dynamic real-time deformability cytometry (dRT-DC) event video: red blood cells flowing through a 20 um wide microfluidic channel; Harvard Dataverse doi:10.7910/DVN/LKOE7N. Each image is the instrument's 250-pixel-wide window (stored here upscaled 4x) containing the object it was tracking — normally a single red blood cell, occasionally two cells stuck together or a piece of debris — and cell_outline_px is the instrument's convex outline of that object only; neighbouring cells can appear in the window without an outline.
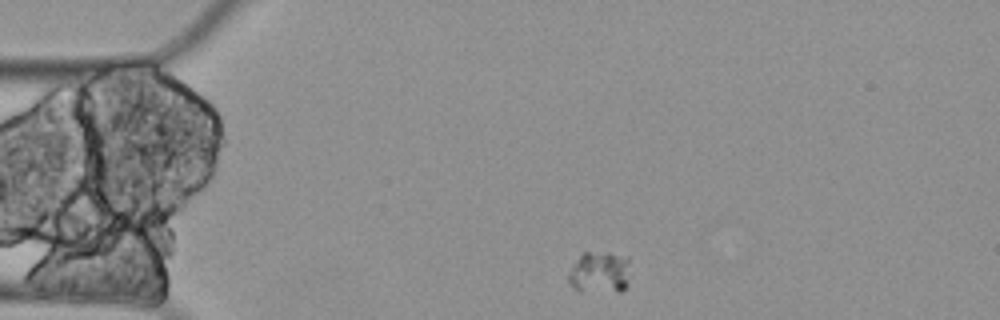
{"species": "Egyptian fruit bat (a non-hibernating species)", "species_latin": "Rousettus aegyptiacus", "temperature_condition": "cold", "stored_images_in_passage": 5, "camera_frame_rate_fps": 3000, "um_per_image_px": 0.085, "animal": {"sex": "female"}, "frame": {"image": 1, "passage_image": 1, "time_ms": 0.0, "image_size_px": [1000, 320], "cell_outline_px": [[628, 284], [620, 292], [580, 292], [572, 288], [568, 284], [568, 272], [572, 264], [584, 252], [608, 252], [628, 256]], "centroid_in_image_um": [50.93, 23.18], "position_along_channel_um": 34.1, "area_um2": 15.55}}
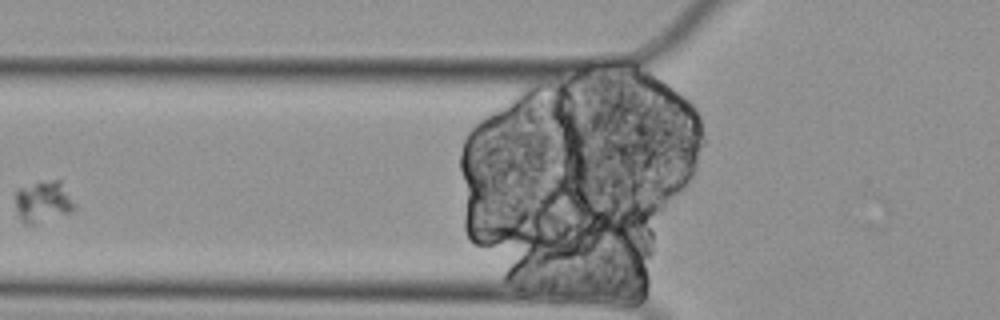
{"frame": {"image": 2, "passage_image": 4, "time_ms": 1.0, "image_size_px": [1000, 320], "cell_outline_px": [[76, 208], [72, 212], [32, 224], [24, 224], [20, 220], [16, 208], [16, 188], [40, 180], [60, 180]], "centroid_in_image_um": [3.62, 17.11], "position_along_channel_um": 122.2, "area_um2": 14.28}}
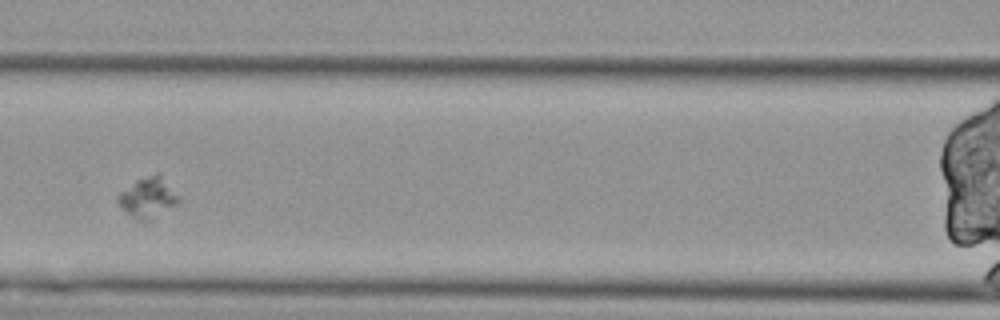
{"frame": {"image": 3, "passage_image": 5, "time_ms": 1.333, "image_size_px": [1000, 320], "cell_outline_px": [[180, 204], [148, 220], [136, 220], [120, 204], [120, 192], [136, 180], [156, 172], [160, 172], [180, 196]], "centroid_in_image_um": [12.68, 16.75], "position_along_channel_um": 153.9, "area_um2": 14.1}}